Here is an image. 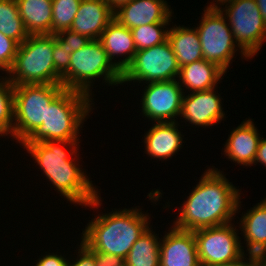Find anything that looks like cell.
<instances>
[{"instance_id":"1","label":"cell","mask_w":266,"mask_h":266,"mask_svg":"<svg viewBox=\"0 0 266 266\" xmlns=\"http://www.w3.org/2000/svg\"><path fill=\"white\" fill-rule=\"evenodd\" d=\"M80 141H43L23 143L33 159L41 168L54 190L75 207L84 206L98 211L102 206L100 190L94 186L87 171L79 165ZM85 171V172H84ZM89 177V178H88ZM101 199V200H100Z\"/></svg>"},{"instance_id":"2","label":"cell","mask_w":266,"mask_h":266,"mask_svg":"<svg viewBox=\"0 0 266 266\" xmlns=\"http://www.w3.org/2000/svg\"><path fill=\"white\" fill-rule=\"evenodd\" d=\"M212 167V168H211ZM208 167L178 209L171 223L181 230L195 231L235 221L241 210V189L215 166Z\"/></svg>"},{"instance_id":"3","label":"cell","mask_w":266,"mask_h":266,"mask_svg":"<svg viewBox=\"0 0 266 266\" xmlns=\"http://www.w3.org/2000/svg\"><path fill=\"white\" fill-rule=\"evenodd\" d=\"M139 207L98 212L100 214L94 215L85 225L80 242L90 250L126 259L133 244L151 224L149 213Z\"/></svg>"},{"instance_id":"4","label":"cell","mask_w":266,"mask_h":266,"mask_svg":"<svg viewBox=\"0 0 266 266\" xmlns=\"http://www.w3.org/2000/svg\"><path fill=\"white\" fill-rule=\"evenodd\" d=\"M93 100L85 93L65 89L46 108L45 122L24 143L79 141L83 124L95 106Z\"/></svg>"},{"instance_id":"5","label":"cell","mask_w":266,"mask_h":266,"mask_svg":"<svg viewBox=\"0 0 266 266\" xmlns=\"http://www.w3.org/2000/svg\"><path fill=\"white\" fill-rule=\"evenodd\" d=\"M102 79L106 86L121 85L122 73L108 58L101 42L91 40L71 54L68 71L61 77L65 89L76 90L92 97L95 80ZM104 81V82H103ZM92 88V89H91Z\"/></svg>"},{"instance_id":"6","label":"cell","mask_w":266,"mask_h":266,"mask_svg":"<svg viewBox=\"0 0 266 266\" xmlns=\"http://www.w3.org/2000/svg\"><path fill=\"white\" fill-rule=\"evenodd\" d=\"M4 75L14 86L61 84L54 70L53 34L29 35L19 44L13 65Z\"/></svg>"},{"instance_id":"7","label":"cell","mask_w":266,"mask_h":266,"mask_svg":"<svg viewBox=\"0 0 266 266\" xmlns=\"http://www.w3.org/2000/svg\"><path fill=\"white\" fill-rule=\"evenodd\" d=\"M65 90L62 84L14 86L13 139L23 144L45 122L46 108Z\"/></svg>"},{"instance_id":"8","label":"cell","mask_w":266,"mask_h":266,"mask_svg":"<svg viewBox=\"0 0 266 266\" xmlns=\"http://www.w3.org/2000/svg\"><path fill=\"white\" fill-rule=\"evenodd\" d=\"M199 24L195 26L201 43L203 58L217 64L226 73L238 51L241 60L250 58L236 44L227 19L219 9L204 7Z\"/></svg>"},{"instance_id":"9","label":"cell","mask_w":266,"mask_h":266,"mask_svg":"<svg viewBox=\"0 0 266 266\" xmlns=\"http://www.w3.org/2000/svg\"><path fill=\"white\" fill-rule=\"evenodd\" d=\"M227 19L236 44L250 59L266 43V24L255 0H235L219 9Z\"/></svg>"},{"instance_id":"10","label":"cell","mask_w":266,"mask_h":266,"mask_svg":"<svg viewBox=\"0 0 266 266\" xmlns=\"http://www.w3.org/2000/svg\"><path fill=\"white\" fill-rule=\"evenodd\" d=\"M180 66L169 41L137 51L130 65L122 72L121 85L147 84L178 78ZM124 83V84H123Z\"/></svg>"},{"instance_id":"11","label":"cell","mask_w":266,"mask_h":266,"mask_svg":"<svg viewBox=\"0 0 266 266\" xmlns=\"http://www.w3.org/2000/svg\"><path fill=\"white\" fill-rule=\"evenodd\" d=\"M237 227L230 222L193 231L201 266L229 263L245 254Z\"/></svg>"},{"instance_id":"12","label":"cell","mask_w":266,"mask_h":266,"mask_svg":"<svg viewBox=\"0 0 266 266\" xmlns=\"http://www.w3.org/2000/svg\"><path fill=\"white\" fill-rule=\"evenodd\" d=\"M143 85L140 110L148 122H175L180 118L184 91L177 79Z\"/></svg>"},{"instance_id":"13","label":"cell","mask_w":266,"mask_h":266,"mask_svg":"<svg viewBox=\"0 0 266 266\" xmlns=\"http://www.w3.org/2000/svg\"><path fill=\"white\" fill-rule=\"evenodd\" d=\"M216 89L184 94L180 117L185 124L189 122L191 126L210 128L227 118L223 110V98Z\"/></svg>"},{"instance_id":"14","label":"cell","mask_w":266,"mask_h":266,"mask_svg":"<svg viewBox=\"0 0 266 266\" xmlns=\"http://www.w3.org/2000/svg\"><path fill=\"white\" fill-rule=\"evenodd\" d=\"M171 227L161 235L160 266H201L193 231Z\"/></svg>"},{"instance_id":"15","label":"cell","mask_w":266,"mask_h":266,"mask_svg":"<svg viewBox=\"0 0 266 266\" xmlns=\"http://www.w3.org/2000/svg\"><path fill=\"white\" fill-rule=\"evenodd\" d=\"M172 11L166 0H132L114 12V19L133 29L151 23H170Z\"/></svg>"},{"instance_id":"16","label":"cell","mask_w":266,"mask_h":266,"mask_svg":"<svg viewBox=\"0 0 266 266\" xmlns=\"http://www.w3.org/2000/svg\"><path fill=\"white\" fill-rule=\"evenodd\" d=\"M151 124L152 126L144 133V152L151 159H159V161L172 159L183 148L185 138L178 129L181 126L180 123L175 121Z\"/></svg>"},{"instance_id":"17","label":"cell","mask_w":266,"mask_h":266,"mask_svg":"<svg viewBox=\"0 0 266 266\" xmlns=\"http://www.w3.org/2000/svg\"><path fill=\"white\" fill-rule=\"evenodd\" d=\"M250 117L233 128L225 142L224 157L239 166H253L261 135Z\"/></svg>"},{"instance_id":"18","label":"cell","mask_w":266,"mask_h":266,"mask_svg":"<svg viewBox=\"0 0 266 266\" xmlns=\"http://www.w3.org/2000/svg\"><path fill=\"white\" fill-rule=\"evenodd\" d=\"M98 40L107 52L110 61L121 73L133 61L137 48L131 30L122 26L117 20L113 19L107 25Z\"/></svg>"},{"instance_id":"19","label":"cell","mask_w":266,"mask_h":266,"mask_svg":"<svg viewBox=\"0 0 266 266\" xmlns=\"http://www.w3.org/2000/svg\"><path fill=\"white\" fill-rule=\"evenodd\" d=\"M113 19L114 12L104 0H82L70 30L97 40Z\"/></svg>"},{"instance_id":"20","label":"cell","mask_w":266,"mask_h":266,"mask_svg":"<svg viewBox=\"0 0 266 266\" xmlns=\"http://www.w3.org/2000/svg\"><path fill=\"white\" fill-rule=\"evenodd\" d=\"M240 215L239 223L237 220L235 224H239L240 235L246 244L242 246L243 251L247 247L246 253L250 255L266 252V197Z\"/></svg>"},{"instance_id":"21","label":"cell","mask_w":266,"mask_h":266,"mask_svg":"<svg viewBox=\"0 0 266 266\" xmlns=\"http://www.w3.org/2000/svg\"><path fill=\"white\" fill-rule=\"evenodd\" d=\"M224 75L226 72L217 64L201 59L180 67L177 80L185 94L215 88Z\"/></svg>"},{"instance_id":"22","label":"cell","mask_w":266,"mask_h":266,"mask_svg":"<svg viewBox=\"0 0 266 266\" xmlns=\"http://www.w3.org/2000/svg\"><path fill=\"white\" fill-rule=\"evenodd\" d=\"M168 41L180 67L204 59L195 27L172 24L168 31Z\"/></svg>"},{"instance_id":"23","label":"cell","mask_w":266,"mask_h":266,"mask_svg":"<svg viewBox=\"0 0 266 266\" xmlns=\"http://www.w3.org/2000/svg\"><path fill=\"white\" fill-rule=\"evenodd\" d=\"M29 35L51 34L52 0H16Z\"/></svg>"},{"instance_id":"24","label":"cell","mask_w":266,"mask_h":266,"mask_svg":"<svg viewBox=\"0 0 266 266\" xmlns=\"http://www.w3.org/2000/svg\"><path fill=\"white\" fill-rule=\"evenodd\" d=\"M152 226L133 244L125 259V266H160L161 238L153 231Z\"/></svg>"},{"instance_id":"25","label":"cell","mask_w":266,"mask_h":266,"mask_svg":"<svg viewBox=\"0 0 266 266\" xmlns=\"http://www.w3.org/2000/svg\"><path fill=\"white\" fill-rule=\"evenodd\" d=\"M0 32L19 44L28 38L16 0H0Z\"/></svg>"},{"instance_id":"26","label":"cell","mask_w":266,"mask_h":266,"mask_svg":"<svg viewBox=\"0 0 266 266\" xmlns=\"http://www.w3.org/2000/svg\"><path fill=\"white\" fill-rule=\"evenodd\" d=\"M14 125V85L0 75V136L13 140Z\"/></svg>"},{"instance_id":"27","label":"cell","mask_w":266,"mask_h":266,"mask_svg":"<svg viewBox=\"0 0 266 266\" xmlns=\"http://www.w3.org/2000/svg\"><path fill=\"white\" fill-rule=\"evenodd\" d=\"M169 26H171L170 23H151L130 29L137 51L151 48L167 41Z\"/></svg>"},{"instance_id":"28","label":"cell","mask_w":266,"mask_h":266,"mask_svg":"<svg viewBox=\"0 0 266 266\" xmlns=\"http://www.w3.org/2000/svg\"><path fill=\"white\" fill-rule=\"evenodd\" d=\"M82 0H52L51 34L70 29Z\"/></svg>"},{"instance_id":"29","label":"cell","mask_w":266,"mask_h":266,"mask_svg":"<svg viewBox=\"0 0 266 266\" xmlns=\"http://www.w3.org/2000/svg\"><path fill=\"white\" fill-rule=\"evenodd\" d=\"M19 43L0 32V71L7 73L12 67Z\"/></svg>"},{"instance_id":"30","label":"cell","mask_w":266,"mask_h":266,"mask_svg":"<svg viewBox=\"0 0 266 266\" xmlns=\"http://www.w3.org/2000/svg\"><path fill=\"white\" fill-rule=\"evenodd\" d=\"M54 35L61 45L69 50L70 54L84 47L91 41L87 36L81 35L70 29L62 30Z\"/></svg>"},{"instance_id":"31","label":"cell","mask_w":266,"mask_h":266,"mask_svg":"<svg viewBox=\"0 0 266 266\" xmlns=\"http://www.w3.org/2000/svg\"><path fill=\"white\" fill-rule=\"evenodd\" d=\"M53 61L54 70L62 77L69 69L71 54L66 47H63L61 43L53 35Z\"/></svg>"},{"instance_id":"32","label":"cell","mask_w":266,"mask_h":266,"mask_svg":"<svg viewBox=\"0 0 266 266\" xmlns=\"http://www.w3.org/2000/svg\"><path fill=\"white\" fill-rule=\"evenodd\" d=\"M77 248L75 250V252L78 251L77 258H73L72 261L68 259L67 266H96L95 251L90 250L83 242Z\"/></svg>"},{"instance_id":"33","label":"cell","mask_w":266,"mask_h":266,"mask_svg":"<svg viewBox=\"0 0 266 266\" xmlns=\"http://www.w3.org/2000/svg\"><path fill=\"white\" fill-rule=\"evenodd\" d=\"M42 257V258H41ZM41 257L39 256V259L35 260L34 266H67V260L66 255L62 256L56 252V253H50L47 254H41Z\"/></svg>"},{"instance_id":"34","label":"cell","mask_w":266,"mask_h":266,"mask_svg":"<svg viewBox=\"0 0 266 266\" xmlns=\"http://www.w3.org/2000/svg\"><path fill=\"white\" fill-rule=\"evenodd\" d=\"M96 266H125V259L114 254L95 251Z\"/></svg>"},{"instance_id":"35","label":"cell","mask_w":266,"mask_h":266,"mask_svg":"<svg viewBox=\"0 0 266 266\" xmlns=\"http://www.w3.org/2000/svg\"><path fill=\"white\" fill-rule=\"evenodd\" d=\"M212 266H256L255 255L245 253L240 259L235 261L224 264H215Z\"/></svg>"},{"instance_id":"36","label":"cell","mask_w":266,"mask_h":266,"mask_svg":"<svg viewBox=\"0 0 266 266\" xmlns=\"http://www.w3.org/2000/svg\"><path fill=\"white\" fill-rule=\"evenodd\" d=\"M258 163L266 167V138L262 136L258 145L257 154L253 165H257Z\"/></svg>"},{"instance_id":"37","label":"cell","mask_w":266,"mask_h":266,"mask_svg":"<svg viewBox=\"0 0 266 266\" xmlns=\"http://www.w3.org/2000/svg\"><path fill=\"white\" fill-rule=\"evenodd\" d=\"M107 5L110 7V9L115 12L118 10L121 6L127 4L128 2H131L132 0H104Z\"/></svg>"},{"instance_id":"38","label":"cell","mask_w":266,"mask_h":266,"mask_svg":"<svg viewBox=\"0 0 266 266\" xmlns=\"http://www.w3.org/2000/svg\"><path fill=\"white\" fill-rule=\"evenodd\" d=\"M235 0H211V2L205 7L208 9H220L221 7H224L225 4L232 2Z\"/></svg>"},{"instance_id":"39","label":"cell","mask_w":266,"mask_h":266,"mask_svg":"<svg viewBox=\"0 0 266 266\" xmlns=\"http://www.w3.org/2000/svg\"><path fill=\"white\" fill-rule=\"evenodd\" d=\"M255 1L257 2L264 23L266 24V0H255Z\"/></svg>"},{"instance_id":"40","label":"cell","mask_w":266,"mask_h":266,"mask_svg":"<svg viewBox=\"0 0 266 266\" xmlns=\"http://www.w3.org/2000/svg\"><path fill=\"white\" fill-rule=\"evenodd\" d=\"M256 266H266V252L255 255Z\"/></svg>"}]
</instances>
